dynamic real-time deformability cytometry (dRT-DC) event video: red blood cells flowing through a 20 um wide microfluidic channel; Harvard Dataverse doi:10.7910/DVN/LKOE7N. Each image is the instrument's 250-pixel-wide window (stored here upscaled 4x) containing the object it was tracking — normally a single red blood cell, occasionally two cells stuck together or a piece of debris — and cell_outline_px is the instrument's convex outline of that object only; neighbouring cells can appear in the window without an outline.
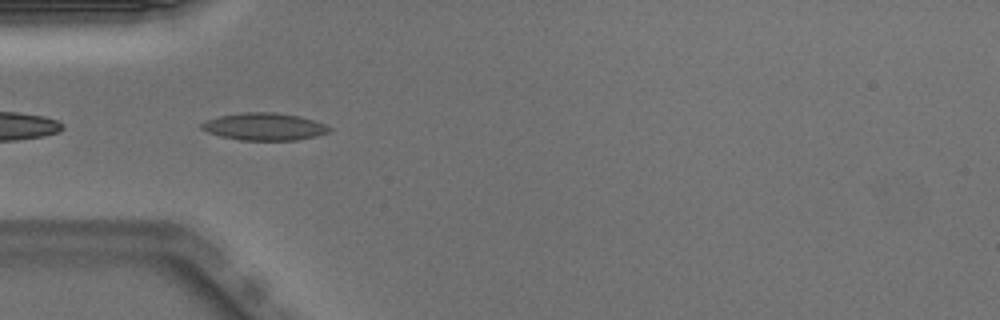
{"species": "Egyptian fruit bat (a non-hibernating species)", "species_latin": "Rousettus aegyptiacus", "temperature_condition": "warm", "stored_images_in_passage": 37, "camera_frame_rate_fps": 3000, "um_per_image_px": 0.085, "animal": {"sex": "male"}, "frame": {"image": 1, "passage_image": 2, "time_ms": 0.333, "image_size_px": [1000, 320], "cell_outline_px": [[332, 132], [316, 136], [296, 140], [240, 140], [220, 136], [208, 132], [200, 128], [200, 124], [208, 120], [220, 116], [244, 112], [276, 112], [300, 116], [324, 124], [332, 128]], "centroid_in_image_um": [22.49, 10.76], "position_along_channel_um": 62.5, "area_um2": 20.35}}
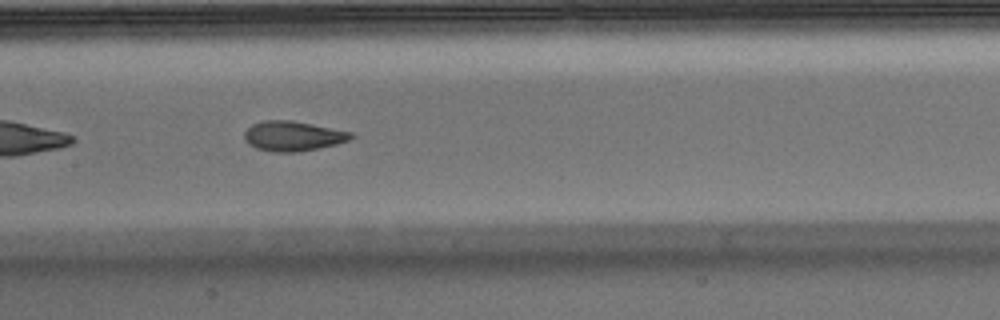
{"frame": {"image": 2, "passage_image": 11, "time_ms": 3.333, "image_size_px": [1000, 320], "cell_outline_px": [[352, 136], [348, 140], [336, 144], [300, 152], [276, 152], [256, 148], [248, 144], [244, 140], [244, 132], [252, 124], [264, 120], [292, 120], [352, 132]], "centroid_in_image_um": [24.86, 11.56], "position_along_channel_um": 182.5, "area_um2": 18.5}}
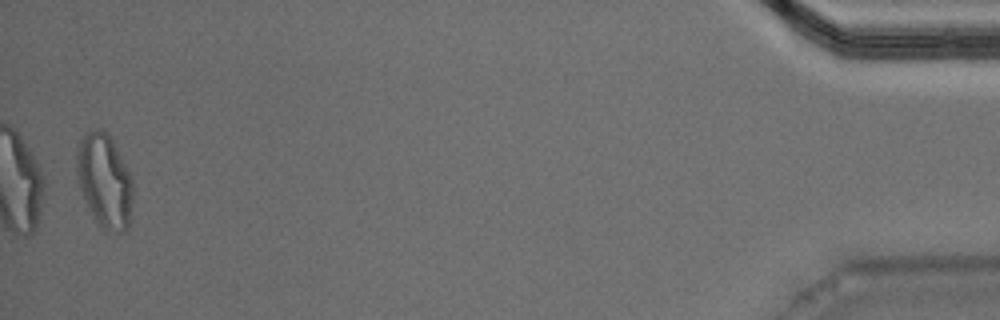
{"frame": {"image": 3, "passage_image": 36, "time_ms": 11.667, "image_size_px": [1000, 320], "cell_outline_px": [[132, 200], [128, 228], [124, 232], [120, 232], [104, 228], [96, 220], [88, 208], [80, 192], [76, 180], [76, 148], [80, 140], [88, 132], [96, 128], [100, 128], [108, 132], [132, 180]], "centroid_in_image_um": [8.84, 15.34], "position_along_channel_um": 426.4, "area_um2": 30.58}, "authors_computed_cell_mechanics": {"area_um2": 18.8428, "velocity_mm_per_s": 3.994, "shape_relaxation_time_tau1_ms": 7.1317, "shape_relaxation_time_tau2_ms": 1.1874, "deformation_change_tau1": 0.2082, "deformation_change_tau2": 0.0712}}